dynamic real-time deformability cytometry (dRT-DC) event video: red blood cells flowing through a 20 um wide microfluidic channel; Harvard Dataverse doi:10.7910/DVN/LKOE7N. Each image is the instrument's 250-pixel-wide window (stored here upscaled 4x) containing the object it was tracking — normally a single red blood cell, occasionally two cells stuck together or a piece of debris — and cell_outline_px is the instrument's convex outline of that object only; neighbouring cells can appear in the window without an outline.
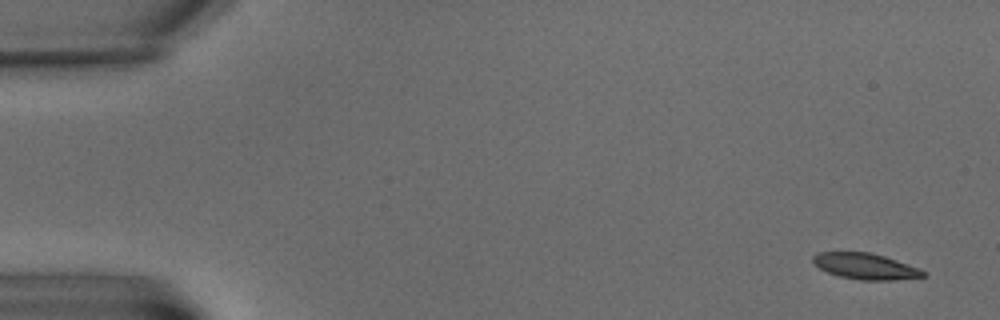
{"species": "common noctule bat (a hibernating species)", "species_latin": "Nyctalus noctula", "temperature_condition": "warm", "stored_images_in_passage": 9, "camera_frame_rate_fps": 3000, "um_per_image_px": 0.085, "animal": {"sex": "male", "body_mass_g": 15.6}, "frame": {"image": 1, "passage_image": 1, "time_ms": 0.0, "image_size_px": [1000, 320], "cell_outline_px": [[924, 276], [892, 280], [860, 280], [840, 276], [828, 272], [820, 268], [812, 260], [812, 256], [816, 252], [872, 252], [920, 268], [924, 272]], "centroid_in_image_um": [73.54, 22.62], "position_along_channel_um": 11.5, "area_um2": 16.53}}
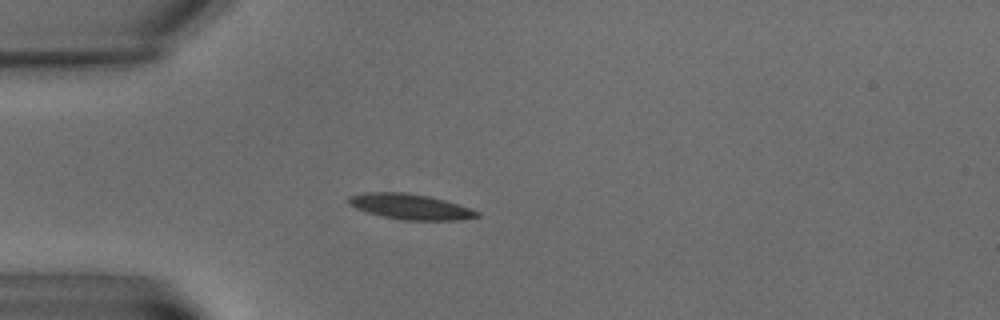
{"frame": {"image": 2, "passage_image": 6, "time_ms": 5.667, "image_size_px": [1000, 320], "cell_outline_px": [[480, 216], [460, 220], [400, 220], [368, 212], [356, 208], [348, 204], [348, 196], [368, 192], [404, 192], [428, 196], [444, 200], [480, 212]], "centroid_in_image_um": [34.86, 17.56], "position_along_channel_um": 50.1, "area_um2": 18.84}}
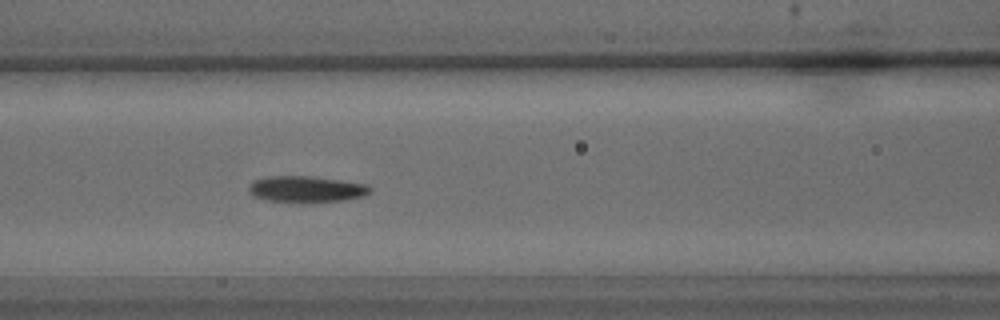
{"frame": {"image": 3, "passage_image": 9, "time_ms": 9.333, "image_size_px": [1000, 320], "cell_outline_px": [[372, 192], [364, 196], [344, 200], [264, 200], [252, 196], [248, 188], [248, 184], [252, 180], [268, 176], [308, 176], [364, 184], [372, 188]], "centroid_in_image_um": [25.97, 16.04], "position_along_channel_um": 140.6, "area_um2": 17.86}}